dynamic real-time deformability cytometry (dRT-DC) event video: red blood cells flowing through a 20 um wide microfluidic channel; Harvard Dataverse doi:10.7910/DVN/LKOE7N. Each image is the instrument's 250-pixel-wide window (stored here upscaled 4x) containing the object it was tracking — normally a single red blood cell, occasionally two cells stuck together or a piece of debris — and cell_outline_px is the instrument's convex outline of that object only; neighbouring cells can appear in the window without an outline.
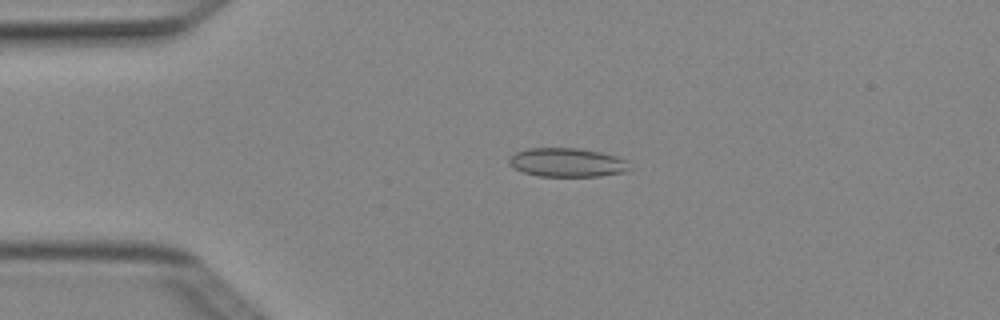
{"species": "Egyptian fruit bat (a non-hibernating species)", "species_latin": "Rousettus aegyptiacus", "temperature_condition": "cold", "stored_images_in_passage": 5, "camera_frame_rate_fps": 3000, "um_per_image_px": 0.085, "animal": {"sex": "female"}, "frame": {"image": 1, "passage_image": 3, "time_ms": 0.667, "image_size_px": [1000, 320], "cell_outline_px": [[632, 168], [628, 172], [600, 176], [540, 176], [524, 172], [508, 164], [508, 156], [516, 152], [528, 148], [580, 148], [600, 152], [616, 156], [628, 160]], "centroid_in_image_um": [48.25, 13.81], "position_along_channel_um": 36.7, "area_um2": 20.52}}
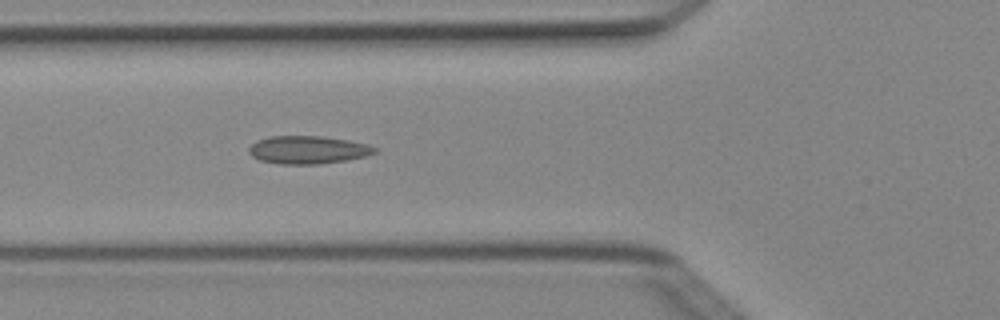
{"frame": {"image": 2, "passage_image": 5, "time_ms": 1.333, "image_size_px": [1000, 320], "cell_outline_px": [[380, 148], [376, 152], [364, 156], [348, 160], [320, 164], [280, 164], [260, 160], [252, 156], [248, 152], [248, 148], [256, 140], [272, 136], [324, 136], [348, 140], [368, 144]], "centroid_in_image_um": [26.19, 12.73], "position_along_channel_um": 99.6, "area_um2": 20.63}}